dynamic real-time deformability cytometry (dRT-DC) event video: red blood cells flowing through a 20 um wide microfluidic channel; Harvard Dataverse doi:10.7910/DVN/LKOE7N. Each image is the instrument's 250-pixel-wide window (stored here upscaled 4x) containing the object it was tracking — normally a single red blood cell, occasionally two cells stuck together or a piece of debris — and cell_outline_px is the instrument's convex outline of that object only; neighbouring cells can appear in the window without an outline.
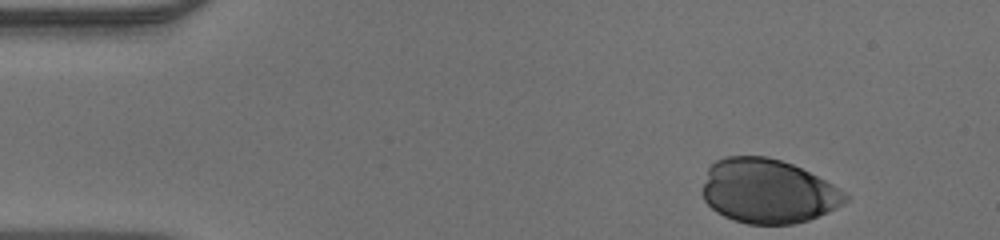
{"species": "human", "species_latin": "Homo sapiens", "temperature_condition": "warm", "stored_images_in_passage": 35, "camera_frame_rate_fps": 3000, "um_per_image_px": 0.085, "donor": {"sex": "male"}, "frame": {"image": 1, "passage_image": 1, "time_ms": 0.0, "image_size_px": [1000, 240], "cell_outline_px": [[852, 196], [844, 204], [828, 212], [808, 220], [792, 224], [748, 224], [732, 220], [716, 212], [704, 200], [704, 184], [708, 168], [716, 160], [724, 156], [768, 156], [792, 164], [832, 184]], "centroid_in_image_um": [65.29, 16.26], "position_along_channel_um": 19.7, "area_um2": 53.41}}
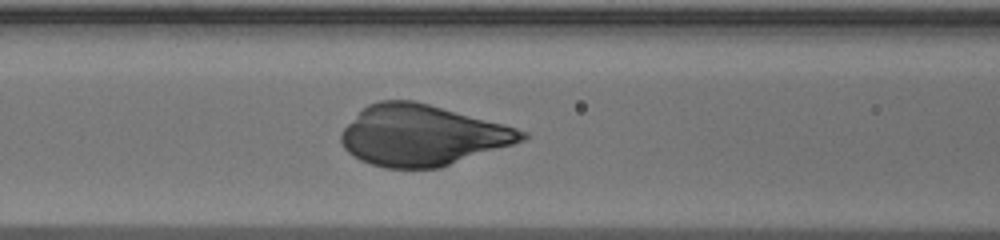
{"frame": {"image": 2, "passage_image": 16, "time_ms": 5.0, "image_size_px": [1000, 240], "cell_outline_px": [[528, 136], [524, 140], [440, 168], [384, 168], [360, 160], [352, 156], [344, 148], [340, 140], [340, 132], [368, 104], [380, 100], [412, 100], [428, 104], [504, 124], [528, 132]], "centroid_in_image_um": [35.86, 11.51], "position_along_channel_um": 130.7, "area_um2": 63.52}}
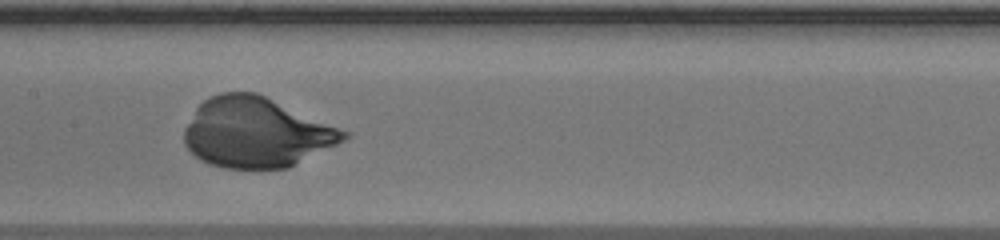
{"frame": {"image": 3, "passage_image": 20, "time_ms": 6.333, "image_size_px": [1000, 240], "cell_outline_px": [[348, 136], [344, 140], [288, 168], [224, 168], [208, 164], [200, 160], [184, 144], [184, 128], [196, 108], [208, 96], [220, 92], [256, 92], [348, 132]], "centroid_in_image_um": [21.72, 11.26], "position_along_channel_um": 185.7, "area_um2": 64.5}}